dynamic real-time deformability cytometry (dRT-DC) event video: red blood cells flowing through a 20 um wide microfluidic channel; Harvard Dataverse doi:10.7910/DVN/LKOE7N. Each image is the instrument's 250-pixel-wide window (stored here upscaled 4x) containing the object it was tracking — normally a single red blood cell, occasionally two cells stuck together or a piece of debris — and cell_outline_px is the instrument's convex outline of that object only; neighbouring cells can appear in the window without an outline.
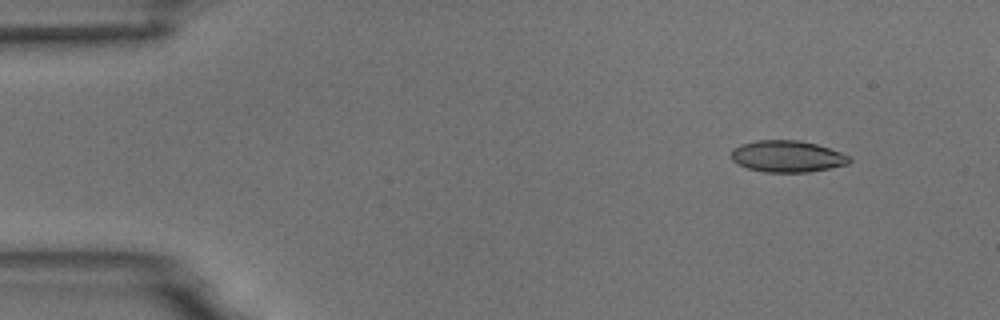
{"species": "common noctule bat (a hibernating species)", "species_latin": "Nyctalus noctula", "temperature_condition": "room temperature", "stored_images_in_passage": 5, "camera_frame_rate_fps": 3000, "um_per_image_px": 0.085, "animal": {"sex": "male", "body_mass_g": 18.8}, "frame": {"image": 1, "passage_image": 1, "time_ms": 0.0, "image_size_px": [1000, 320], "cell_outline_px": [[852, 160], [848, 164], [808, 172], [764, 172], [748, 168], [736, 164], [732, 160], [732, 148], [740, 144], [756, 140], [800, 140], [816, 144], [840, 152], [848, 156]], "centroid_in_image_um": [66.88, 13.29], "position_along_channel_um": 18.1, "area_um2": 21.73}}
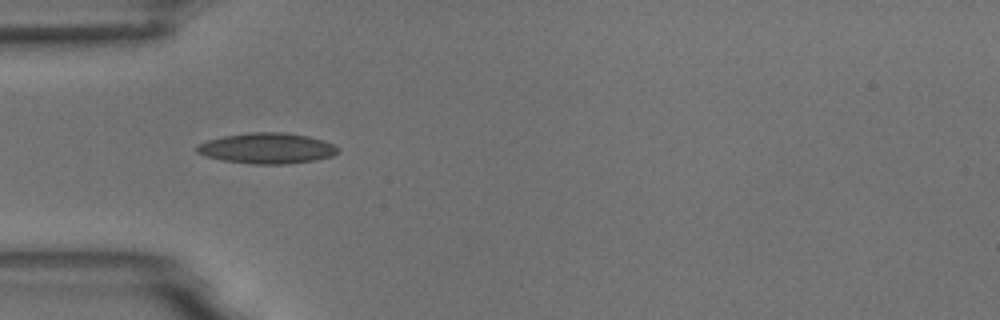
{"frame": {"image": 2, "passage_image": 4, "time_ms": 3.667, "image_size_px": [1000, 320], "cell_outline_px": [[340, 152], [332, 156], [316, 160], [288, 164], [252, 164], [224, 160], [208, 156], [196, 152], [196, 144], [208, 140], [224, 136], [252, 132], [284, 132], [308, 136], [324, 140], [340, 148]], "centroid_in_image_um": [22.74, 12.6], "position_along_channel_um": 62.3, "area_um2": 25.26}}